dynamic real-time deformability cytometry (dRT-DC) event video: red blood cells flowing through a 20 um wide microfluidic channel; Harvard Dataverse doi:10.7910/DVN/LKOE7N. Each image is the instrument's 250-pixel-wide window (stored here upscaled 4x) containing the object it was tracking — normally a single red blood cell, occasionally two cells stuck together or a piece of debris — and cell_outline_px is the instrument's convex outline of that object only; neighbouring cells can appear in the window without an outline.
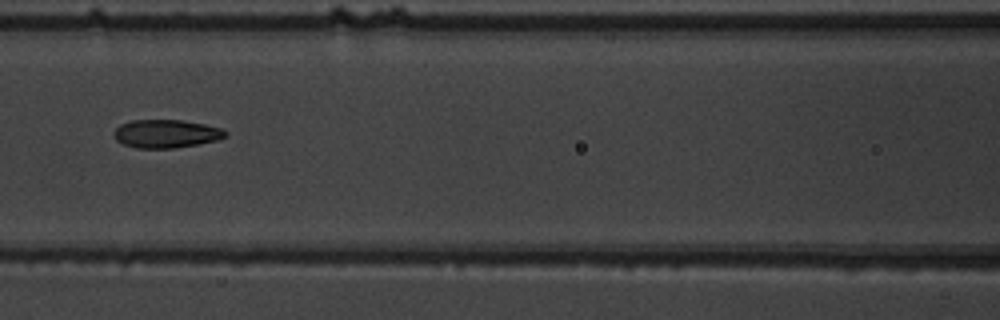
{"species": "common noctule bat (a hibernating species)", "species_latin": "Nyctalus noctula", "temperature_condition": "warm", "stored_images_in_passage": 4, "camera_frame_rate_fps": 3000, "um_per_image_px": 0.085, "animal": {"sex": "male", "body_mass_g": 19.5, "forearm_length_mm": 54.6}, "frame": {"image": 1, "passage_image": 3, "time_ms": 2.333, "image_size_px": [1000, 320], "cell_outline_px": [[228, 136], [216, 140], [200, 144], [176, 148], [136, 148], [124, 144], [116, 140], [112, 136], [112, 132], [120, 124], [132, 120], [184, 120], [204, 124], [220, 128], [228, 132]], "centroid_in_image_um": [14.11, 11.37], "position_along_channel_um": 152.5, "area_um2": 18.55}}
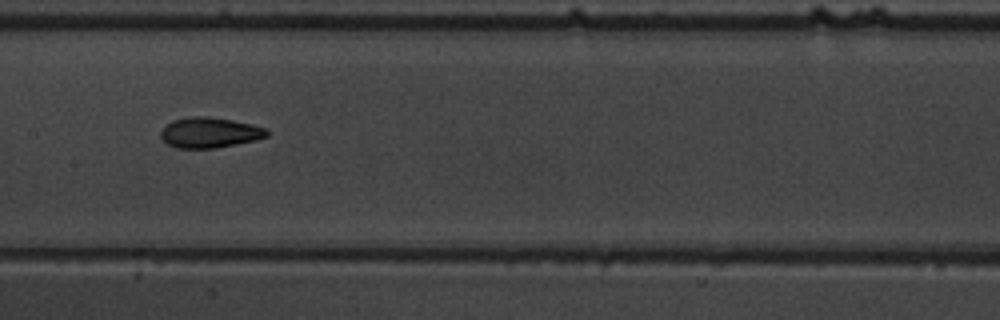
{"frame": {"image": 2, "passage_image": 4, "time_ms": 3.333, "image_size_px": [1000, 320], "cell_outline_px": [[268, 136], [256, 140], [216, 148], [176, 148], [168, 144], [160, 136], [160, 132], [172, 120], [192, 116], [208, 116], [232, 120], [252, 124], [268, 128]], "centroid_in_image_um": [17.85, 11.27], "position_along_channel_um": 189.6, "area_um2": 18.84}}